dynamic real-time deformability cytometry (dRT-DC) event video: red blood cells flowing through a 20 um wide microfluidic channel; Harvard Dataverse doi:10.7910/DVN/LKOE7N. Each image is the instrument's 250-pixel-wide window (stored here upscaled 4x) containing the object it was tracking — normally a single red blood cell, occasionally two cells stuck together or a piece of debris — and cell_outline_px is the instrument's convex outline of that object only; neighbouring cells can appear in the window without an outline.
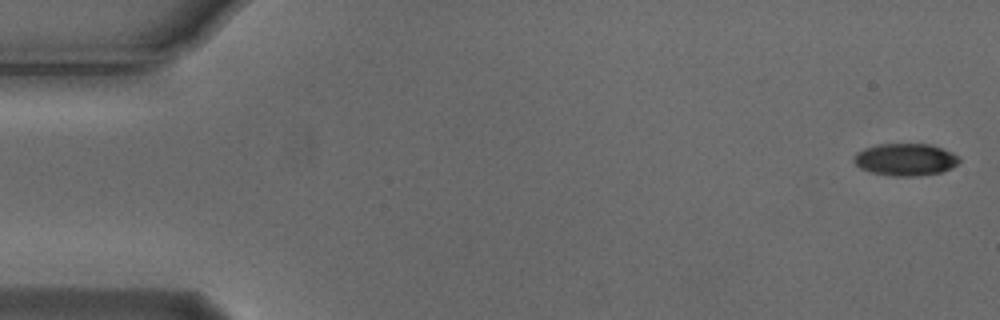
{"species": "Egyptian fruit bat (a non-hibernating species)", "species_latin": "Rousettus aegyptiacus", "temperature_condition": "cold", "stored_images_in_passage": 5, "camera_frame_rate_fps": 3000, "um_per_image_px": 0.085, "animal": {"sex": "male"}, "frame": {"image": 1, "passage_image": 1, "time_ms": 0.0, "image_size_px": [1000, 320], "cell_outline_px": [[960, 160], [952, 168], [940, 172], [912, 176], [892, 176], [872, 172], [860, 168], [852, 160], [856, 152], [864, 148], [876, 144], [932, 144], [952, 152]], "centroid_in_image_um": [76.93, 13.55], "position_along_channel_um": 8.1, "area_um2": 19.71}}
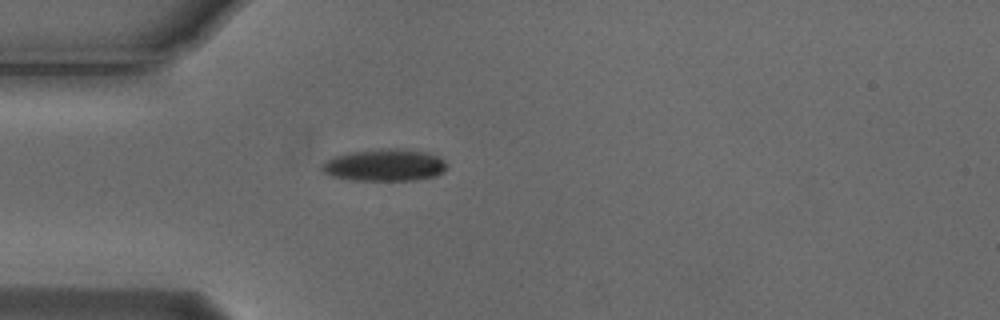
{"frame": {"image": 2, "passage_image": 5, "time_ms": 1.333, "image_size_px": [1000, 320], "cell_outline_px": [[448, 168], [444, 172], [436, 176], [412, 180], [352, 180], [332, 176], [324, 172], [320, 168], [320, 164], [336, 156], [356, 152], [388, 148], [400, 148], [428, 152], [440, 156], [448, 164]], "centroid_in_image_um": [32.77, 14.04], "position_along_channel_um": 52.2, "area_um2": 23.35}}